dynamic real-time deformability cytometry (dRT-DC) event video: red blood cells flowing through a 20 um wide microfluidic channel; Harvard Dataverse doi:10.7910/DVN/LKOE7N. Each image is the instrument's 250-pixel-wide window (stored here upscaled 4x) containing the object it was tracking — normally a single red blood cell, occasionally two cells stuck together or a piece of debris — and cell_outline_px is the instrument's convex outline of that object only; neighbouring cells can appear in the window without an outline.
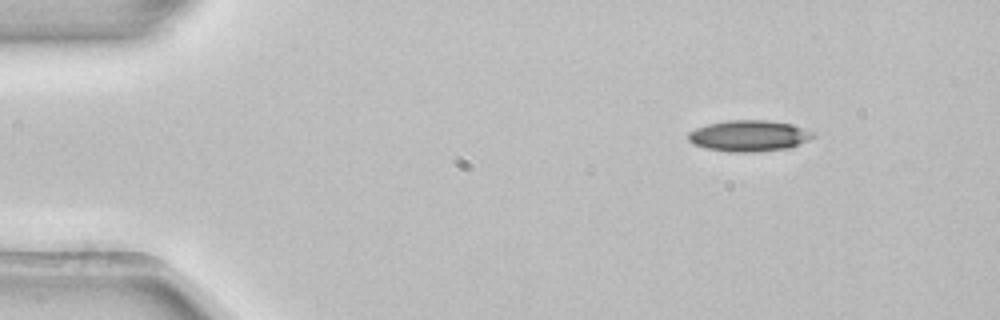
{"species": "common noctule bat (a hibernating species)", "species_latin": "Nyctalus noctula", "temperature_condition": "room temperature", "stored_images_in_passage": 5, "segment_of_instrument_passage": [2, 2], "camera_frame_rate_fps": 3000, "um_per_image_px": 0.085, "animal": {"sex": "female", "body_mass_g": 22.7, "forearm_length_mm": 54.2}, "frame": {"image": 1, "passage_image": 5, "time_ms": 1.333, "image_size_px": [1000, 320], "cell_outline_px": [[816, 136], [792, 148], [752, 152], [728, 152], [704, 148], [692, 144], [688, 140], [688, 132], [696, 128], [708, 124], [728, 120], [768, 120], [792, 124], [816, 132]], "centroid_in_image_um": [63.69, 11.55], "position_along_channel_um": 21.3, "area_um2": 23.0}}